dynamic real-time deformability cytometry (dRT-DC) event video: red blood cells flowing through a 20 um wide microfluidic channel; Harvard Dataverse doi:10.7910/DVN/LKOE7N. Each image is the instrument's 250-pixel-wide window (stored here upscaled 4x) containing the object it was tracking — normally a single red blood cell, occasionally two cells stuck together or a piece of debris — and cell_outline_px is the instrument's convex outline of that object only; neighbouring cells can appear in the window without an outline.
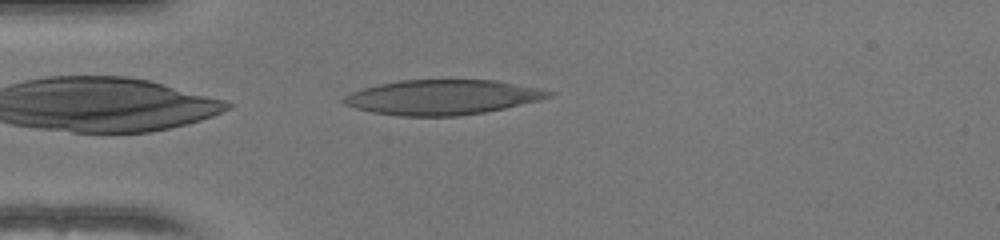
{"species": "human", "species_latin": "Homo sapiens", "temperature_condition": "warm", "stored_images_in_passage": 37, "camera_frame_rate_fps": 3000, "um_per_image_px": 0.085, "donor": {"sex": "female"}, "frame": {"image": 1, "passage_image": 1, "time_ms": 0.0, "image_size_px": [1000, 240], "cell_outline_px": [[556, 92], [552, 96], [504, 108], [484, 112], [460, 116], [400, 116], [372, 112], [356, 108], [344, 104], [340, 100], [344, 96], [352, 92], [364, 88], [380, 84], [400, 80], [496, 80], [540, 88]], "centroid_in_image_um": [37.59, 8.26], "position_along_channel_um": 47.4, "area_um2": 41.5}}
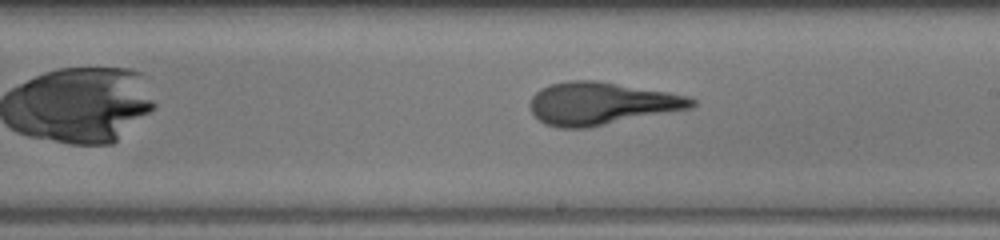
{"frame": {"image": 2, "passage_image": 16, "time_ms": 5.0, "image_size_px": [1000, 240], "cell_outline_px": [[696, 104], [692, 108], [588, 128], [560, 128], [544, 124], [532, 112], [528, 104], [532, 96], [540, 88], [548, 84], [568, 80], [596, 80], [668, 92], [688, 96], [696, 100]], "centroid_in_image_um": [51.09, 8.8], "position_along_channel_um": 237.9, "area_um2": 40.34}}
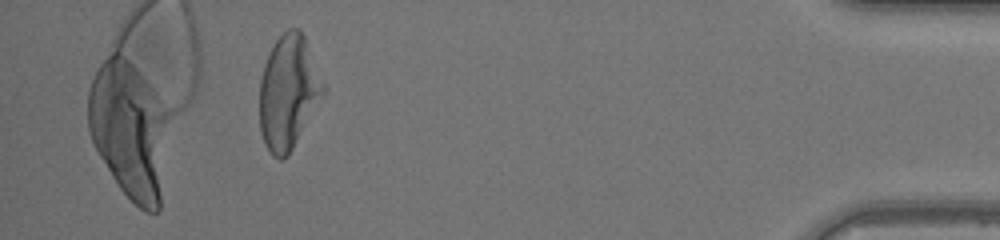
{"frame": {"image": 3, "passage_image": 33, "time_ms": 10.667, "image_size_px": [1000, 240], "cell_outline_px": [[328, 88], [324, 96], [288, 156], [280, 160], [272, 156], [268, 152], [264, 144], [260, 132], [260, 80], [264, 64], [276, 40], [288, 28], [300, 28], [304, 36]], "centroid_in_image_um": [24.54, 7.86], "position_along_channel_um": 410.7, "area_um2": 42.77}, "authors_computed_cell_mechanics": {"area_um2": 40.3444, "velocity_mm_per_s": 4.1408, "shape_relaxation_time_tau1_ms": 6.3882, "shape_relaxation_time_tau2_ms": 2.0213, "deformation_change_tau1": 0.2623, "deformation_change_tau2": 0.1183}}